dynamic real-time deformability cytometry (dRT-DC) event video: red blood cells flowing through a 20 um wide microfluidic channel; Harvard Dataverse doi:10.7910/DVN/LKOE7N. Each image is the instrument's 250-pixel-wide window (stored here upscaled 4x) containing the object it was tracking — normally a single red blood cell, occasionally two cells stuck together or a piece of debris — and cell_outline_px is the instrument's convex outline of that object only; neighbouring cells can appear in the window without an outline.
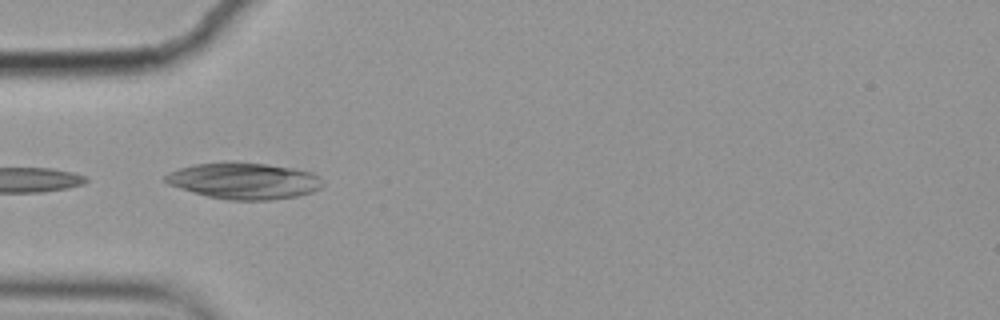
{"species": "common noctule bat (a hibernating species)", "species_latin": "Nyctalus noctula", "temperature_condition": "cold", "stored_images_in_passage": 5, "camera_frame_rate_fps": 3000, "um_per_image_px": 0.085, "animal": {"sex": "female", "body_mass_g": 19.9}, "frame": {"image": 1, "passage_image": 4, "time_ms": 1.0, "image_size_px": [1000, 320], "cell_outline_px": [[324, 184], [320, 188], [312, 192], [296, 196], [268, 200], [228, 200], [208, 196], [192, 192], [168, 184], [164, 180], [164, 176], [168, 172], [180, 168], [196, 164], [224, 160], [268, 164], [292, 168], [312, 172], [320, 176]], "centroid_in_image_um": [20.73, 15.35], "position_along_channel_um": 64.3, "area_um2": 33.7}}